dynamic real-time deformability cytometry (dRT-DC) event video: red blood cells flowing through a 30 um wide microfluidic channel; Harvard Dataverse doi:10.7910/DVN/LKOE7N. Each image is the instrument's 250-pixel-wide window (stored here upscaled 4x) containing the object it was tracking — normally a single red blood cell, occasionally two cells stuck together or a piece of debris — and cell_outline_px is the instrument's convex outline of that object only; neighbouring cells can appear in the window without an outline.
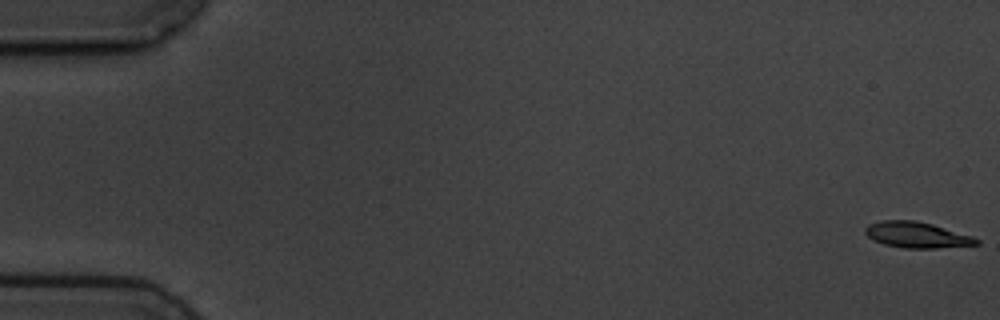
{"species": "common noctule bat (a hibernating species)", "species_latin": "Nyctalus noctula", "temperature_condition": "cold", "stored_images_in_passage": 11, "camera_frame_rate_fps": 3000, "um_per_image_px": 0.085, "animal": {"sex": "male", "body_mass_g": 19.5, "forearm_length_mm": 54.6}, "frame": {"image": 1, "passage_image": 1, "time_ms": 0.0, "image_size_px": [1000, 320], "cell_outline_px": [[980, 244], [936, 248], [904, 248], [884, 244], [872, 240], [864, 232], [864, 228], [868, 224], [880, 220], [916, 220], [932, 224], [972, 236], [980, 240]], "centroid_in_image_um": [77.89, 19.96], "position_along_channel_um": 7.1, "area_um2": 16.82}}
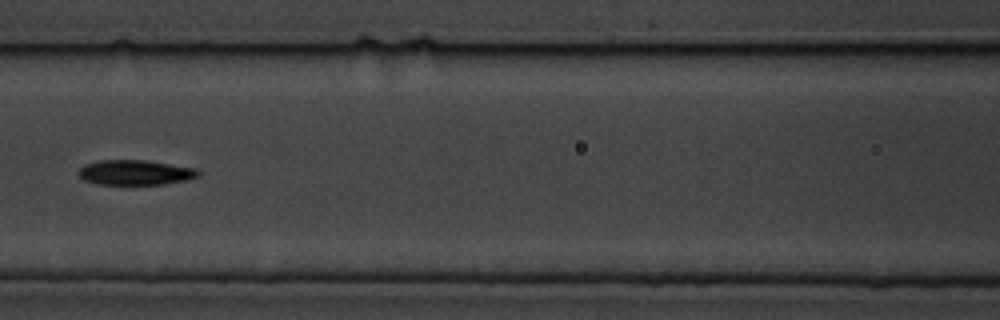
{"frame": {"image": 2, "passage_image": 7, "time_ms": 8.333, "image_size_px": [1000, 320], "cell_outline_px": [[200, 176], [188, 180], [164, 184], [100, 184], [84, 180], [76, 172], [84, 164], [96, 160], [144, 160], [196, 168], [200, 172]], "centroid_in_image_um": [11.5, 14.65], "position_along_channel_um": 155.1, "area_um2": 17.51}}
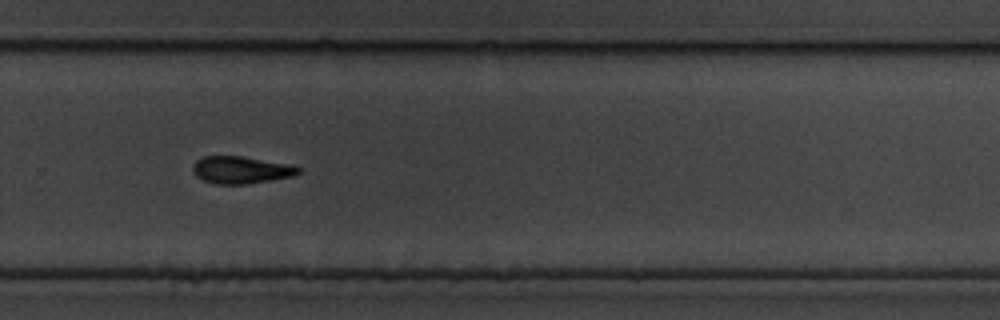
{"frame": {"image": 3, "passage_image": 11, "time_ms": 12.667, "image_size_px": [1000, 320], "cell_outline_px": [[300, 172], [292, 176], [248, 184], [216, 184], [204, 180], [196, 176], [192, 172], [192, 164], [196, 160], [204, 156], [240, 156], [292, 164], [300, 168]], "centroid_in_image_um": [20.46, 14.44], "position_along_channel_um": 309.3, "area_um2": 16.82}}